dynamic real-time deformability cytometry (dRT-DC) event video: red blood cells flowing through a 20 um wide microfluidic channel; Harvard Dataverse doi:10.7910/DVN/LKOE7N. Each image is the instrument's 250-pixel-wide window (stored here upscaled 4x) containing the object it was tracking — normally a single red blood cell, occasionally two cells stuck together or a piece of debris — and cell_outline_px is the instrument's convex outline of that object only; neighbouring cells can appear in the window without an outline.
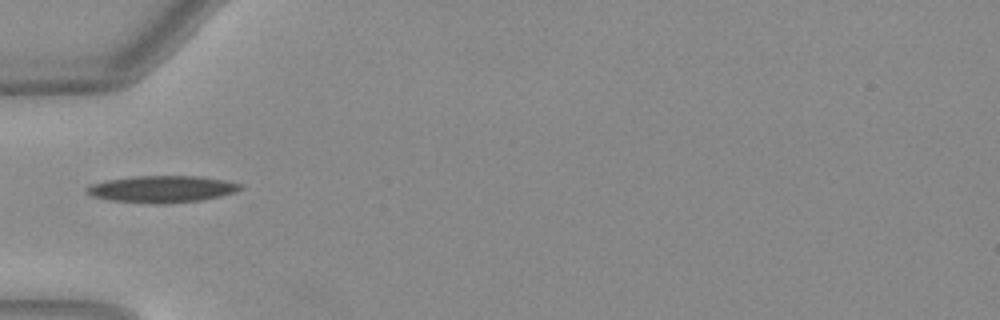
{"species": "Egyptian fruit bat (a non-hibernating species)", "species_latin": "Rousettus aegyptiacus", "temperature_condition": "warm", "stored_images_in_passage": 18, "camera_frame_rate_fps": 3000, "um_per_image_px": 0.085, "animal": {"sex": "female"}, "frame": {"image": 1, "passage_image": 1, "time_ms": 0.0, "image_size_px": [1000, 320], "cell_outline_px": [[244, 188], [236, 192], [220, 196], [200, 200], [168, 204], [152, 204], [108, 200], [92, 196], [84, 192], [84, 188], [92, 184], [108, 180], [132, 176], [200, 176], [224, 180], [240, 184]], "centroid_in_image_um": [13.74, 16.08], "position_along_channel_um": 71.3, "area_um2": 24.22}}
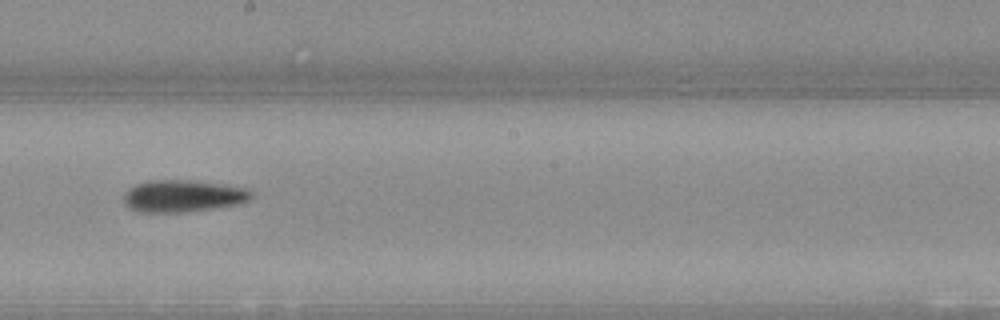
{"frame": {"image": 2, "passage_image": 13, "time_ms": 4.0, "image_size_px": [1000, 320], "cell_outline_px": [[252, 196], [248, 200], [240, 204], [216, 208], [184, 212], [136, 212], [128, 208], [124, 204], [124, 192], [128, 188], [136, 184], [148, 180], [192, 180], [224, 184], [252, 188]], "centroid_in_image_um": [15.56, 16.65], "position_along_channel_um": 232.6, "area_um2": 24.33}}
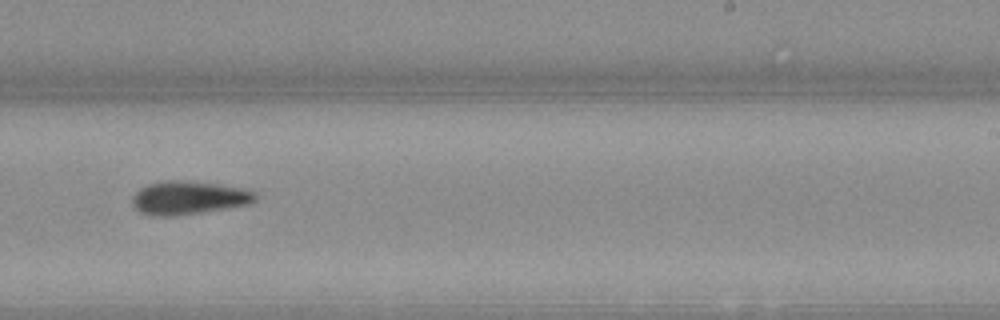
{"frame": {"image": 3, "passage_image": 16, "time_ms": 5.0, "image_size_px": [1000, 320], "cell_outline_px": [[256, 200], [248, 204], [200, 212], [168, 216], [156, 216], [140, 212], [132, 204], [132, 196], [140, 188], [148, 184], [168, 180], [184, 180], [216, 184], [240, 188], [252, 192], [256, 196]], "centroid_in_image_um": [15.97, 16.8], "position_along_channel_um": 273.0, "area_um2": 23.41}}